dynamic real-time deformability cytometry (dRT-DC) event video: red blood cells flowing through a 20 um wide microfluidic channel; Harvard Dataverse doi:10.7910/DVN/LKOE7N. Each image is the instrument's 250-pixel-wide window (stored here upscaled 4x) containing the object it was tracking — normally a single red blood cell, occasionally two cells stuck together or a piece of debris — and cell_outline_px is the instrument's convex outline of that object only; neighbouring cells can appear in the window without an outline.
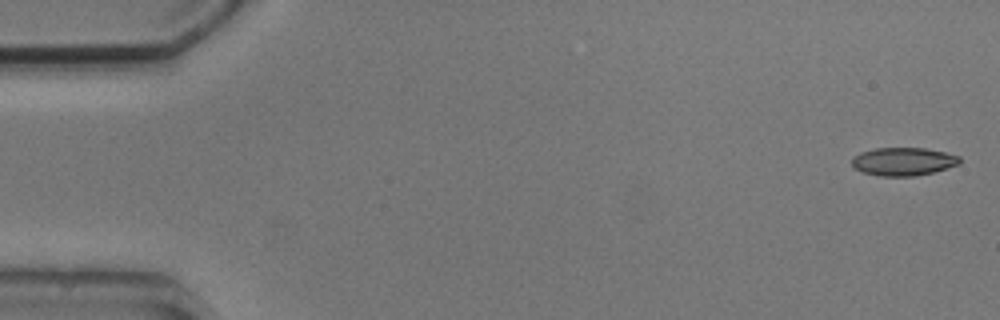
{"species": "common noctule bat (a hibernating species)", "species_latin": "Nyctalus noctula", "temperature_condition": "cold", "stored_images_in_passage": 9, "camera_frame_rate_fps": 3000, "um_per_image_px": 0.085, "animal": {"sex": "male", "body_mass_g": 20.5, "forearm_length_mm": 52.5}, "frame": {"image": 1, "passage_image": 1, "time_ms": 0.0, "image_size_px": [1000, 320], "cell_outline_px": [[960, 164], [948, 168], [916, 176], [880, 176], [864, 172], [852, 168], [852, 156], [860, 152], [876, 148], [924, 148], [944, 152], [960, 156]], "centroid_in_image_um": [76.76, 13.73], "position_along_channel_um": 8.2, "area_um2": 17.74}}